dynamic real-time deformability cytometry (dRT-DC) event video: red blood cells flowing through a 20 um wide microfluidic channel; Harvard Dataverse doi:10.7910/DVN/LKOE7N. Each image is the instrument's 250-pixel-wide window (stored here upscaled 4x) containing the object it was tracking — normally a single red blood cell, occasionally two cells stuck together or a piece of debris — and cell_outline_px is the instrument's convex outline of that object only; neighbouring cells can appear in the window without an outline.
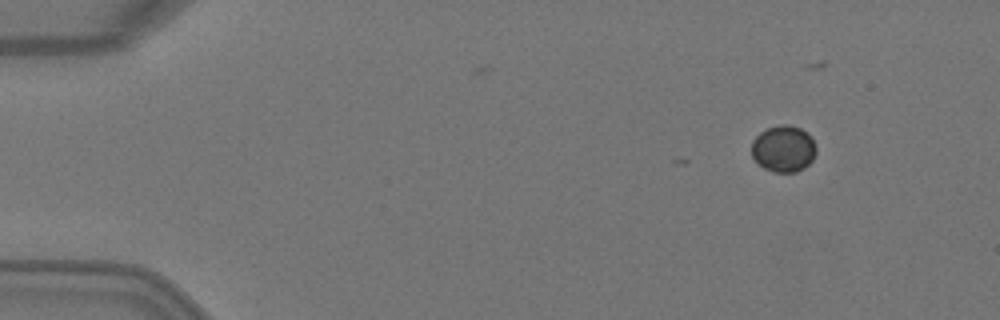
{"species": "Egyptian fruit bat (a non-hibernating species)", "species_latin": "Rousettus aegyptiacus", "temperature_condition": "warm", "stored_images_in_passage": 4, "camera_frame_rate_fps": 3000, "um_per_image_px": 0.085, "animal": {"sex": "female"}, "frame": {"image": 1, "passage_image": 1, "time_ms": 0.0, "image_size_px": [1000, 320], "cell_outline_px": [[816, 152], [812, 160], [804, 168], [796, 172], [772, 172], [764, 168], [752, 156], [752, 140], [760, 132], [768, 128], [780, 124], [788, 124], [800, 128], [808, 132], [812, 136], [816, 144]], "centroid_in_image_um": [66.62, 12.63], "position_along_channel_um": 18.4, "area_um2": 17.69}}
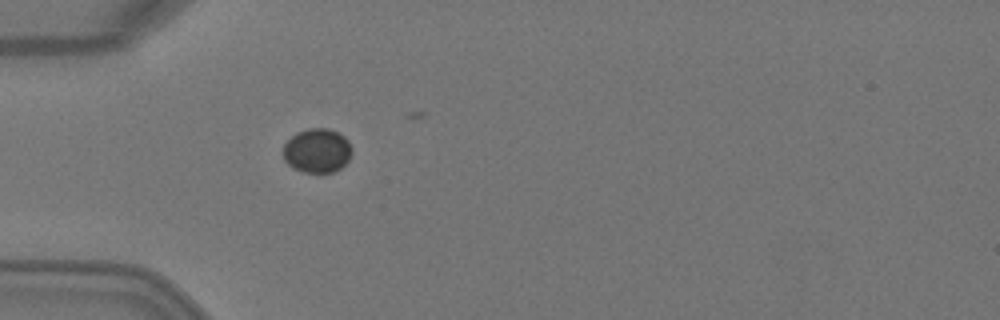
{"frame": {"image": 2, "passage_image": 4, "time_ms": 1.0, "image_size_px": [1000, 320], "cell_outline_px": [[352, 152], [348, 160], [340, 168], [332, 172], [304, 172], [292, 168], [284, 160], [284, 144], [296, 132], [308, 128], [328, 128], [344, 136], [348, 140], [352, 148]], "centroid_in_image_um": [26.96, 12.79], "position_along_channel_um": 58.0, "area_um2": 17.69}}